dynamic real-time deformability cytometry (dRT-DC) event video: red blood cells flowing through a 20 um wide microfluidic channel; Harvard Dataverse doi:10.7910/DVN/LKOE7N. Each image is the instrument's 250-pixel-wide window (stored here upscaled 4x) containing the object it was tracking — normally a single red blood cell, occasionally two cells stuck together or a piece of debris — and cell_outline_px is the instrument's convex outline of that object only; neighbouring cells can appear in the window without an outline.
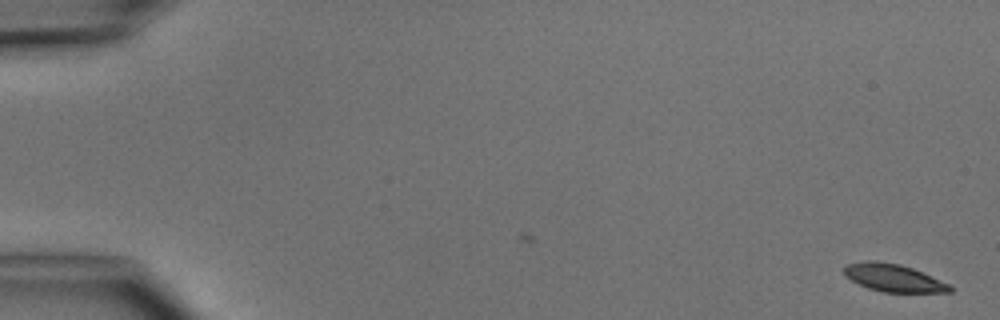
{"species": "common noctule bat (a hibernating species)", "species_latin": "Nyctalus noctula", "temperature_condition": "cold", "stored_images_in_passage": 3, "camera_frame_rate_fps": 3000, "um_per_image_px": 0.085, "animal": {"sex": "male", "body_mass_g": 15.6}, "frame": {"image": 1, "passage_image": 1, "time_ms": 0.0, "image_size_px": [1000, 320], "cell_outline_px": [[952, 292], [884, 292], [868, 288], [844, 276], [844, 268], [848, 264], [864, 260], [872, 260], [900, 264], [912, 268], [948, 284], [952, 288]], "centroid_in_image_um": [75.9, 23.61], "position_along_channel_um": 9.1, "area_um2": 16.76}}